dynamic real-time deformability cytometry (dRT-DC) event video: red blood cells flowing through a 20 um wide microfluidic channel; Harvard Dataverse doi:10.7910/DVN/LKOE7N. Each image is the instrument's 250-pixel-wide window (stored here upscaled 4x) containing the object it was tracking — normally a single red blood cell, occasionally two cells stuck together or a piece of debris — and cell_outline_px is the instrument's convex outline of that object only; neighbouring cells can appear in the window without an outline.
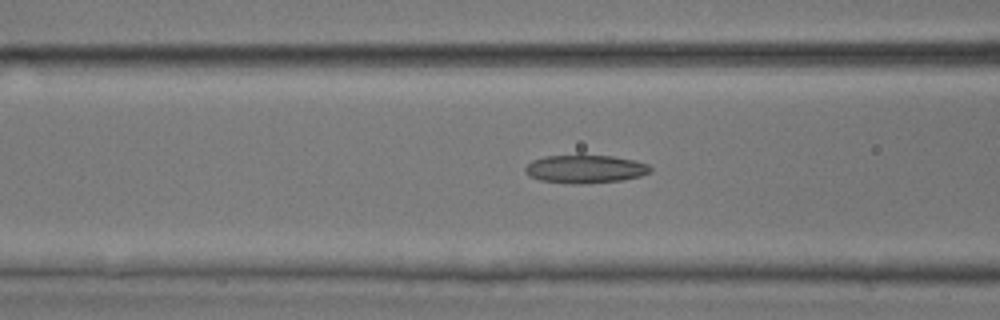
{"species": "common noctule bat (a hibernating species)", "species_latin": "Nyctalus noctula", "temperature_condition": "room temperature", "stored_images_in_passage": 26, "camera_frame_rate_fps": 3000, "um_per_image_px": 0.085, "animal": {"sex": "male", "body_mass_g": 17.9, "forearm_length_mm": 54.2}, "frame": {"image": 1, "passage_image": 9, "time_ms": 2.667, "image_size_px": [1000, 320], "cell_outline_px": [[652, 172], [640, 176], [620, 180], [588, 184], [568, 184], [540, 180], [528, 176], [524, 172], [524, 168], [532, 160], [544, 156], [612, 156], [636, 160], [648, 164], [652, 168]], "centroid_in_image_um": [49.74, 14.38], "position_along_channel_um": 116.9, "area_um2": 20.69}}
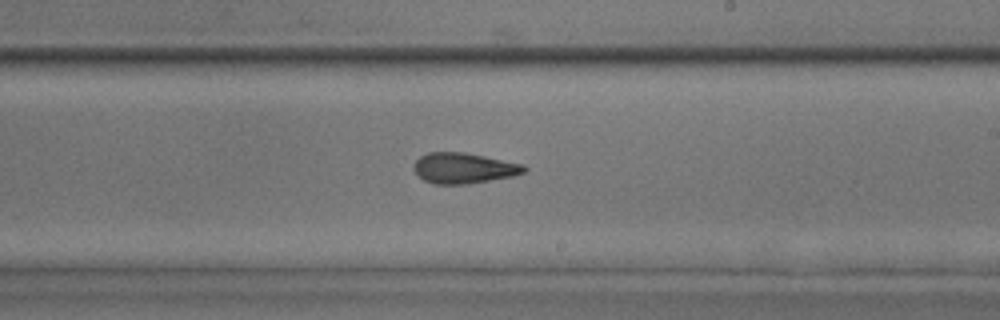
{"frame": {"image": 2, "passage_image": 18, "time_ms": 5.667, "image_size_px": [1000, 320], "cell_outline_px": [[528, 168], [524, 172], [516, 176], [468, 184], [436, 184], [424, 180], [416, 172], [416, 160], [420, 156], [428, 152], [464, 152], [524, 164]], "centroid_in_image_um": [39.48, 14.29], "position_along_channel_um": 249.5, "area_um2": 19.59}}
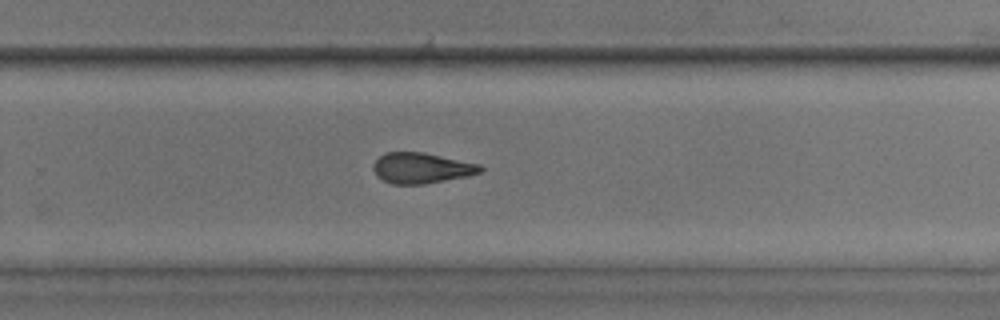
{"frame": {"image": 3, "passage_image": 21, "time_ms": 6.667, "image_size_px": [1000, 320], "cell_outline_px": [[484, 168], [480, 172], [468, 176], [424, 184], [392, 184], [376, 176], [372, 168], [372, 164], [384, 152], [424, 152], [480, 164]], "centroid_in_image_um": [35.81, 14.28], "position_along_channel_um": 294.0, "area_um2": 19.19}}